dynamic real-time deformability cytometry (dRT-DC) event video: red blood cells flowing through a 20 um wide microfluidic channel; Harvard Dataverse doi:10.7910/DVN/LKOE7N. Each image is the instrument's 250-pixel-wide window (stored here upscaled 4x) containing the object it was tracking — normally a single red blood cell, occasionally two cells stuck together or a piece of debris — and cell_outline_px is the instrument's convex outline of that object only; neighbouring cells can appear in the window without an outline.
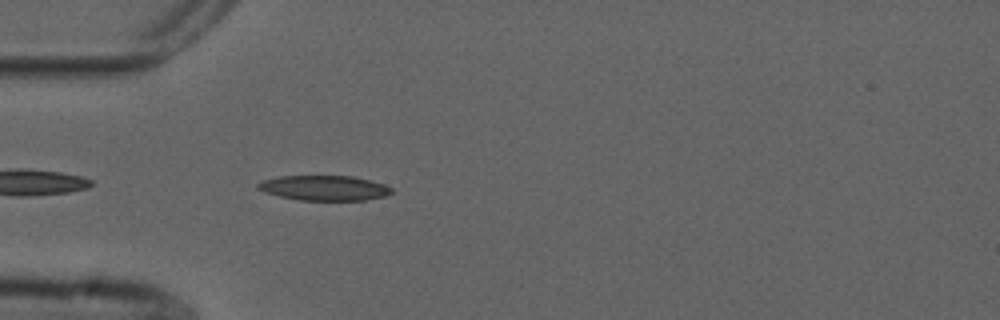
{"species": "common noctule bat (a hibernating species)", "species_latin": "Nyctalus noctula", "temperature_condition": "cold", "stored_images_in_passage": 34, "camera_frame_rate_fps": 3000, "um_per_image_px": 0.085, "animal": {"sex": "male", "forearm_length_mm": 52.5}, "frame": {"image": 1, "passage_image": 3, "time_ms": 0.667, "image_size_px": [1000, 320], "cell_outline_px": [[392, 192], [384, 196], [364, 200], [300, 200], [280, 196], [264, 192], [256, 188], [256, 184], [264, 180], [280, 176], [352, 176], [384, 184], [392, 188]], "centroid_in_image_um": [27.54, 15.97], "position_along_channel_um": 57.5, "area_um2": 19.31}}
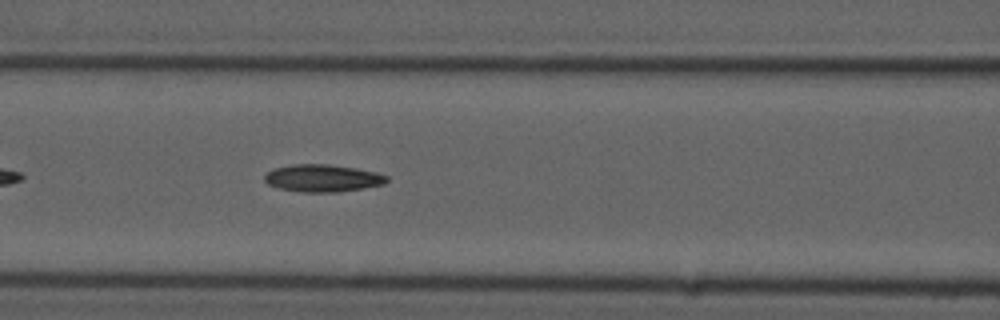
{"frame": {"image": 2, "passage_image": 10, "time_ms": 3.0, "image_size_px": [1000, 320], "cell_outline_px": [[388, 180], [384, 184], [364, 188], [336, 192], [300, 192], [280, 188], [268, 184], [264, 180], [264, 176], [272, 168], [292, 164], [328, 164], [356, 168], [376, 172], [388, 176]], "centroid_in_image_um": [27.42, 15.14], "position_along_channel_um": 139.2, "area_um2": 19.54}}
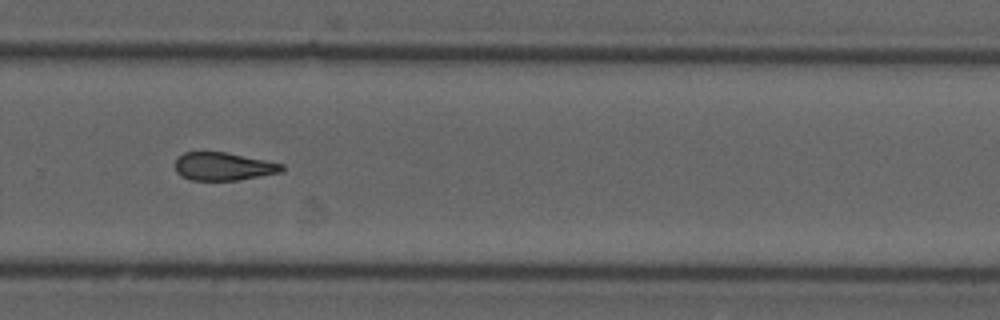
{"frame": {"image": 3, "passage_image": 24, "time_ms": 7.667, "image_size_px": [1000, 320], "cell_outline_px": [[284, 172], [236, 180], [188, 180], [180, 176], [176, 172], [176, 156], [184, 152], [228, 152], [284, 164]], "centroid_in_image_um": [18.98, 14.14], "position_along_channel_um": 310.8, "area_um2": 17.63}, "authors_computed_cell_mechanics": {"area_um2": 18.6116, "velocity_mm_per_s": 3.6943, "shape_relaxation_time_tau1_ms": null, "shape_relaxation_time_tau2_ms": 8.0633, "deformation_change_tau1": null, "deformation_change_tau2": 0.2015}}